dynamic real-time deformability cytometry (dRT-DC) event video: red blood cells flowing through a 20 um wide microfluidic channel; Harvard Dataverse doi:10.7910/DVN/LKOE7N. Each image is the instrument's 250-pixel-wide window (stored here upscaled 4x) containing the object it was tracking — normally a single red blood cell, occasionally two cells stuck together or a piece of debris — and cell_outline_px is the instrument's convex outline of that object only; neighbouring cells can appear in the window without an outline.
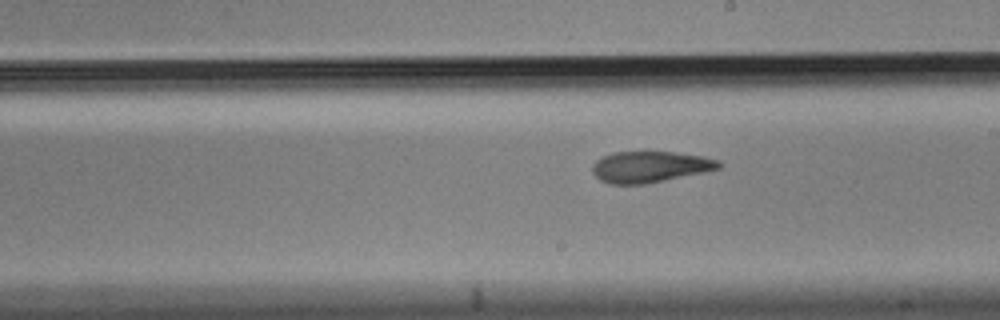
{"species": "Egyptian fruit bat (a non-hibernating species)", "species_latin": "Rousettus aegyptiacus", "temperature_condition": "cold", "stored_images_in_passage": 7, "segment_of_instrument_passage": [2, 2], "camera_frame_rate_fps": 3000, "um_per_image_px": 0.085, "animal": {"sex": "male"}, "frame": {"image": 1, "passage_image": 7, "time_ms": 2.0, "image_size_px": [1000, 320], "cell_outline_px": [[724, 164], [720, 168], [704, 172], [644, 184], [608, 184], [600, 180], [592, 172], [592, 164], [596, 160], [612, 152], [672, 152], [704, 156], [720, 160]], "centroid_in_image_um": [55.26, 14.18], "position_along_channel_um": 233.7, "area_um2": 23.0}}